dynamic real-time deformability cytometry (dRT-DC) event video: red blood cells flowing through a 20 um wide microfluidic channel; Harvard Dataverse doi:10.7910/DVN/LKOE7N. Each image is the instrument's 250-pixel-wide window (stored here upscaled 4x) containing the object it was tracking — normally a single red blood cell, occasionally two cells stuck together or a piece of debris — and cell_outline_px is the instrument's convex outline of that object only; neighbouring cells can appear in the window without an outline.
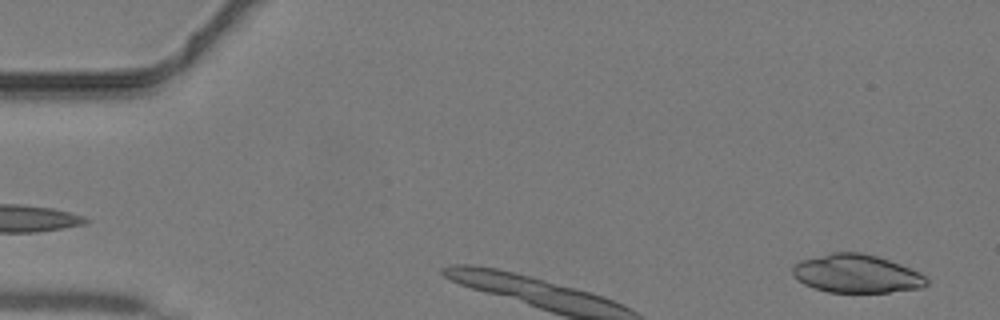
{"species": "common noctule bat (a hibernating species)", "species_latin": "Nyctalus noctula", "temperature_condition": "warm", "stored_images_in_passage": 16, "camera_frame_rate_fps": 3000, "um_per_image_px": 0.085, "animal": {"sex": "male", "body_mass_g": 19.2, "forearm_length_mm": 51.8}, "frame": {"image": 1, "passage_image": 2, "time_ms": 0.333, "image_size_px": [1000, 320], "cell_outline_px": [[928, 284], [920, 288], [888, 292], [828, 292], [812, 288], [804, 284], [792, 272], [792, 268], [800, 260], [832, 252], [860, 252], [876, 256], [900, 264], [920, 272], [928, 280]], "centroid_in_image_um": [72.81, 23.26], "position_along_channel_um": 12.2, "area_um2": 29.77}}